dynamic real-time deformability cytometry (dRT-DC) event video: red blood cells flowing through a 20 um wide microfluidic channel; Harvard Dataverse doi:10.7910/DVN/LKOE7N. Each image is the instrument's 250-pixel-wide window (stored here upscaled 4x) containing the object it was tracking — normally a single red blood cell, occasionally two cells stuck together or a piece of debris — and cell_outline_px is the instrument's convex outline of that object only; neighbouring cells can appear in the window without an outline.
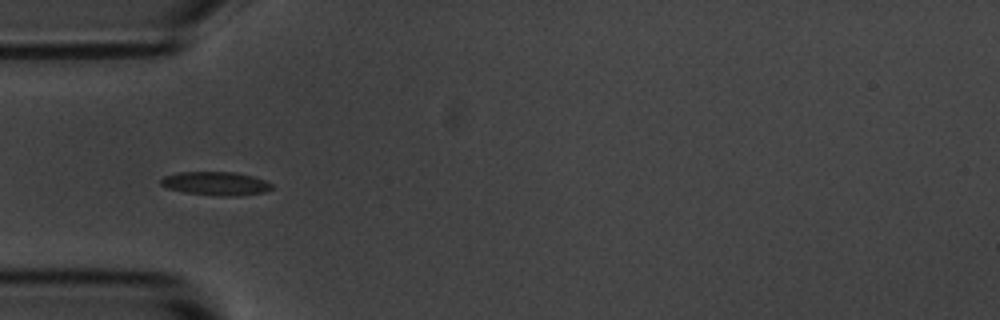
{"species": "common noctule bat (a hibernating species)", "species_latin": "Nyctalus noctula", "temperature_condition": "room temperature", "stored_images_in_passage": 6, "camera_frame_rate_fps": 3000, "um_per_image_px": 0.085, "animal": {"sex": "male", "body_mass_g": 20.1, "forearm_length_mm": 53.5}, "frame": {"image": 1, "passage_image": 5, "time_ms": 1.333, "image_size_px": [1000, 320], "cell_outline_px": [[272, 188], [264, 192], [236, 196], [220, 196], [184, 192], [168, 188], [160, 184], [160, 180], [164, 176], [176, 172], [236, 172], [252, 176], [264, 180], [272, 184]], "centroid_in_image_um": [18.32, 15.59], "position_along_channel_um": 66.7, "area_um2": 15.2}}